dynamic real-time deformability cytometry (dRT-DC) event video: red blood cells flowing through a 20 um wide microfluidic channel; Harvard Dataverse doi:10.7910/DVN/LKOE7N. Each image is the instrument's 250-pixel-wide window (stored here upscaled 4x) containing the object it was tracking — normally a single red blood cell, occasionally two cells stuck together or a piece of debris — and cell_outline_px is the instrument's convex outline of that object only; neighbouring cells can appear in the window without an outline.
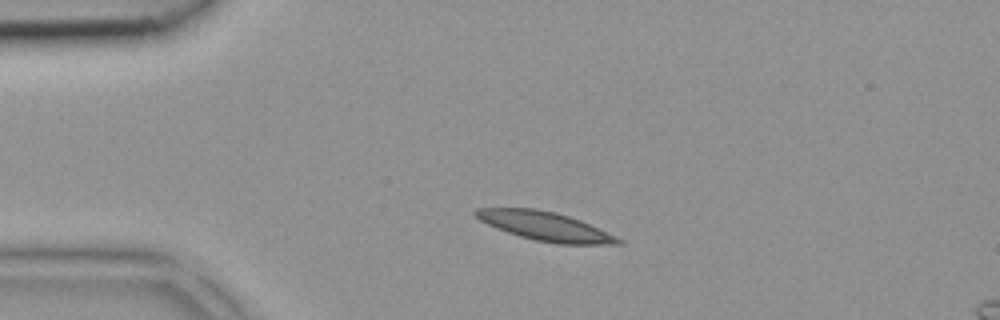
{"species": "common noctule bat (a hibernating species)", "species_latin": "Nyctalus noctula", "temperature_condition": "room temperature", "stored_images_in_passage": 34, "camera_frame_rate_fps": 3000, "um_per_image_px": 0.085, "animal": {"sex": "female", "body_mass_g": 18.4}, "frame": {"image": 1, "passage_image": 1, "time_ms": 0.0, "image_size_px": [1000, 320], "cell_outline_px": [[624, 244], [560, 244], [536, 240], [520, 236], [496, 228], [480, 220], [472, 212], [476, 208], [536, 208], [556, 212], [580, 220], [616, 236], [624, 240]], "centroid_in_image_um": [46.35, 19.22], "position_along_channel_um": 38.7, "area_um2": 23.81}}
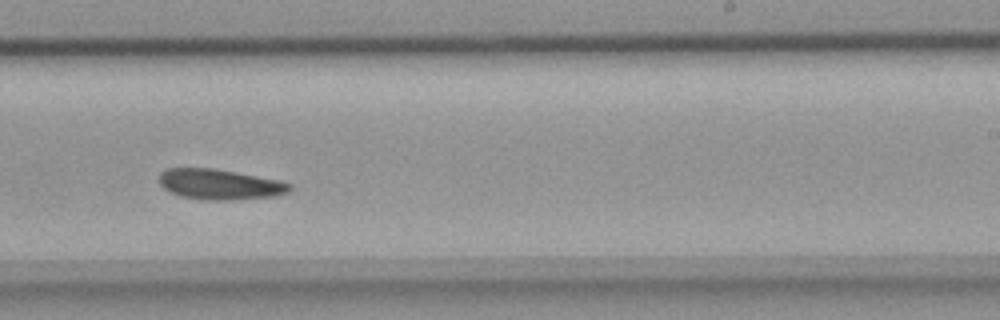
{"frame": {"image": 2, "passage_image": 18, "time_ms": 5.667, "image_size_px": [1000, 320], "cell_outline_px": [[292, 188], [288, 192], [276, 196], [232, 200], [200, 200], [180, 196], [164, 188], [160, 184], [160, 172], [168, 168], [212, 168], [236, 172], [280, 180], [292, 184]], "centroid_in_image_um": [18.7, 15.67], "position_along_channel_um": 270.3, "area_um2": 23.24}}
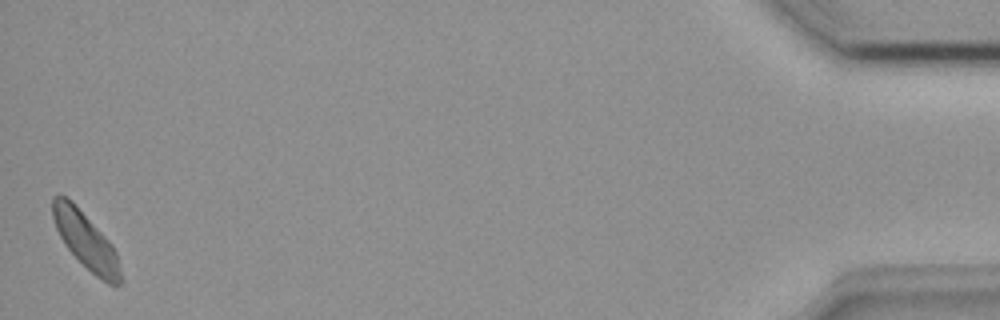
{"frame": {"image": 3, "passage_image": 34, "time_ms": 11.0, "image_size_px": [1000, 320], "cell_outline_px": [[120, 284], [108, 284], [96, 276], [64, 244], [56, 228], [52, 216], [52, 196], [64, 196], [72, 200], [112, 244], [116, 252], [120, 268]], "centroid_in_image_um": [7.28, 20.41], "position_along_channel_um": 427.9, "area_um2": 21.79}}